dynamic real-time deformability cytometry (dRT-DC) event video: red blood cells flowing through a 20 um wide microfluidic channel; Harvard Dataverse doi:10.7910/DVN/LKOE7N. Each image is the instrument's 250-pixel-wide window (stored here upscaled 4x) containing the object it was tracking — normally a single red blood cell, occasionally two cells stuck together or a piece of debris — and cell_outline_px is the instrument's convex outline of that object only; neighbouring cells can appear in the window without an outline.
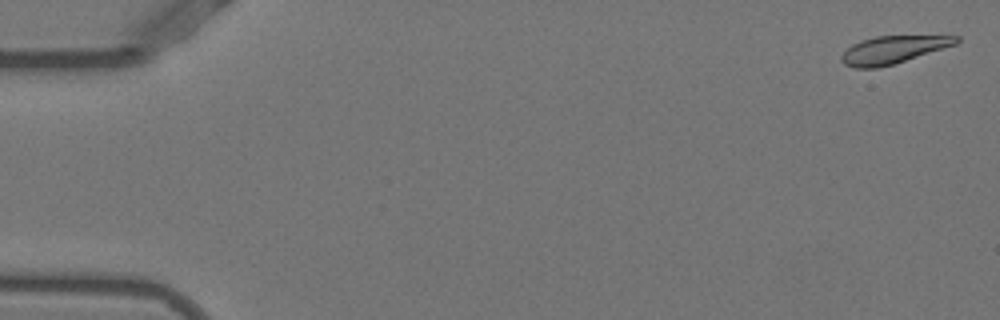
{"species": "Egyptian fruit bat (a non-hibernating species)", "species_latin": "Rousettus aegyptiacus", "temperature_condition": "warm", "stored_images_in_passage": 6, "camera_frame_rate_fps": 3000, "um_per_image_px": 0.085, "animal": {"sex": "female"}, "frame": {"image": 1, "passage_image": 2, "time_ms": 0.333, "image_size_px": [1000, 320], "cell_outline_px": [[960, 40], [956, 44], [892, 64], [876, 68], [856, 68], [844, 64], [840, 60], [840, 56], [852, 44], [860, 40], [876, 36], [960, 36]], "centroid_in_image_um": [75.86, 4.22], "position_along_channel_um": 9.1, "area_um2": 18.15}}